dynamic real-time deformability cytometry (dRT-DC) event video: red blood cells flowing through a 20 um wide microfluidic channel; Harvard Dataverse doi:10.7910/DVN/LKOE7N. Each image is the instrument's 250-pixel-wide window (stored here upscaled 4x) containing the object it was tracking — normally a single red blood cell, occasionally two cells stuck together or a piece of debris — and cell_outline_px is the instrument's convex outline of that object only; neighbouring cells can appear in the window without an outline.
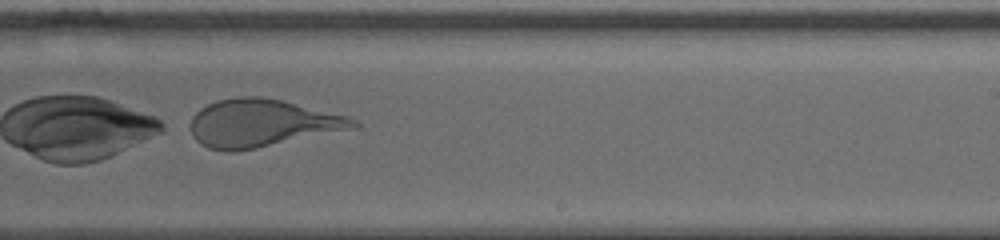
{"species": "human", "species_latin": "Homo sapiens", "temperature_condition": "cold", "stored_images_in_passage": 49, "camera_frame_rate_fps": 3000, "um_per_image_px": 0.085, "donor": {"sex": "male"}, "frame": {"image": 1, "passage_image": 36, "time_ms": 11.667, "image_size_px": [1000, 240], "cell_outline_px": [[360, 128], [256, 148], [232, 152], [228, 152], [208, 148], [200, 144], [192, 136], [192, 116], [200, 108], [216, 100], [236, 96], [260, 96], [280, 100], [348, 116], [356, 120], [360, 124]], "centroid_in_image_um": [22.28, 10.47], "position_along_channel_um": 266.7, "area_um2": 45.43}}